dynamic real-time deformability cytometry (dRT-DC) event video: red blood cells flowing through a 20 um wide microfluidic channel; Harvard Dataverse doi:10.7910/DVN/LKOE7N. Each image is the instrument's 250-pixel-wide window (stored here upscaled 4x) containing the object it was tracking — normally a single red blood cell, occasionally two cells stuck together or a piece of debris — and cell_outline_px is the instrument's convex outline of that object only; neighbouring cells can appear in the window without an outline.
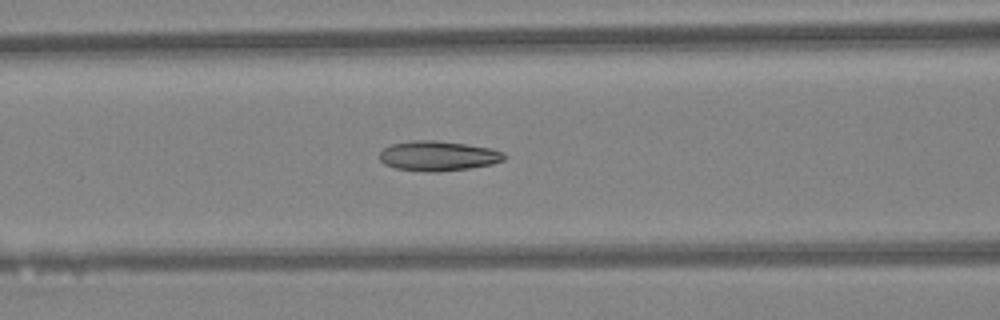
{"species": "Egyptian fruit bat (a non-hibernating species)", "species_latin": "Rousettus aegyptiacus", "temperature_condition": "warm", "stored_images_in_passage": 46, "camera_frame_rate_fps": 3000, "um_per_image_px": 0.085, "animal": {"sex": "female"}, "frame": {"image": 1, "passage_image": 19, "time_ms": 6.0, "image_size_px": [1000, 320], "cell_outline_px": [[508, 156], [504, 160], [492, 164], [468, 168], [436, 172], [428, 172], [396, 168], [384, 164], [380, 160], [380, 152], [384, 148], [392, 144], [412, 140], [432, 140], [464, 144], [488, 148], [504, 152]], "centroid_in_image_um": [37.24, 13.25], "position_along_channel_um": 129.4, "area_um2": 21.56}}
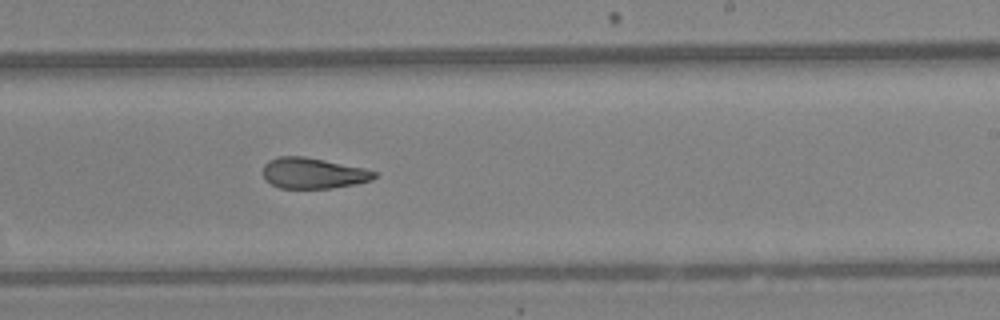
{"frame": {"image": 2, "passage_image": 28, "time_ms": 9.0, "image_size_px": [1000, 320], "cell_outline_px": [[376, 176], [372, 180], [356, 184], [332, 188], [280, 188], [264, 180], [264, 164], [268, 160], [276, 156], [304, 156], [364, 168], [376, 172]], "centroid_in_image_um": [26.6, 14.72], "position_along_channel_um": 262.4, "area_um2": 20.0}}
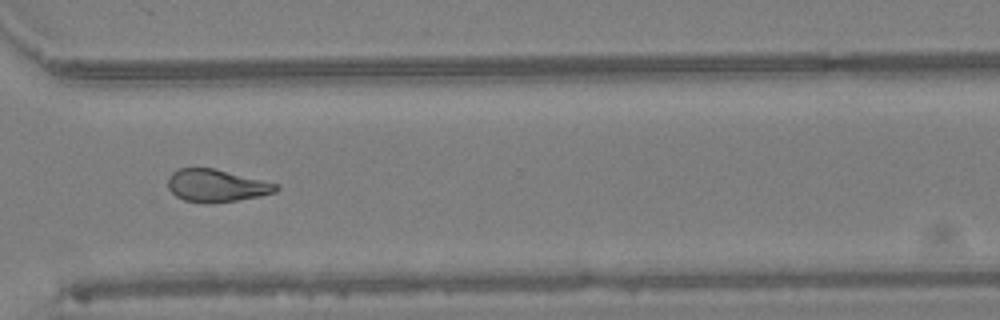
{"frame": {"image": 3, "passage_image": 34, "time_ms": 11.0, "image_size_px": [1000, 320], "cell_outline_px": [[280, 188], [276, 192], [260, 196], [236, 200], [184, 200], [176, 196], [168, 188], [168, 176], [172, 172], [180, 168], [212, 168], [280, 184]], "centroid_in_image_um": [18.43, 15.73], "position_along_channel_um": 352.2, "area_um2": 19.77}, "authors_computed_cell_mechanics": {"area_um2": 21.4727, "velocity_mm_per_s": 4.4509, "shape_relaxation_time_tau1_ms": 5.9668, "shape_relaxation_time_tau2_ms": 3.6652, "deformation_change_tau1": 0.1409, "deformation_change_tau2": 0.1093}}